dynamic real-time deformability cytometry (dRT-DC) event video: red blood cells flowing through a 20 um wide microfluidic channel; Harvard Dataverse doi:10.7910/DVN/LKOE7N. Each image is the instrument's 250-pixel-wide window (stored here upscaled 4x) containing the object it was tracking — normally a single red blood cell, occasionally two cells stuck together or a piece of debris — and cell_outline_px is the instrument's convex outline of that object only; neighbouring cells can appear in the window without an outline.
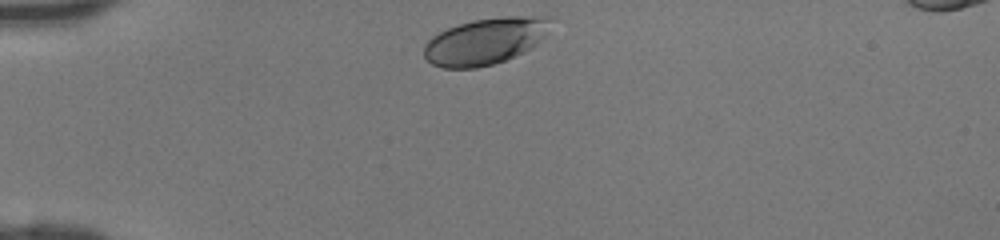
{"species": "human", "species_latin": "Homo sapiens", "temperature_condition": "room temperature", "stored_images_in_passage": 29, "camera_frame_rate_fps": 3000, "um_per_image_px": 0.085, "donor": {"sex": "female"}, "frame": {"image": 1, "passage_image": 1, "time_ms": 0.0, "image_size_px": [1000, 240], "cell_outline_px": [[556, 16], [544, 36], [532, 48], [524, 52], [504, 60], [492, 64], [476, 68], [444, 68], [432, 64], [424, 56], [424, 44], [432, 36], [448, 28], [472, 20], [504, 16]], "centroid_in_image_um": [41.28, 3.48], "position_along_channel_um": 43.7, "area_um2": 34.45}}
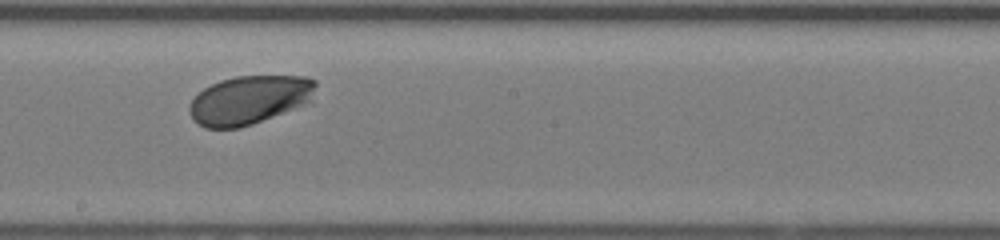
{"frame": {"image": 2, "passage_image": 16, "time_ms": 5.0, "image_size_px": [1000, 240], "cell_outline_px": [[316, 84], [308, 100], [304, 104], [252, 124], [240, 128], [204, 128], [192, 120], [188, 112], [188, 108], [192, 100], [204, 88], [220, 80], [236, 76], [308, 76], [316, 80]], "centroid_in_image_um": [21.13, 8.49], "position_along_channel_um": 227.1, "area_um2": 35.49}}
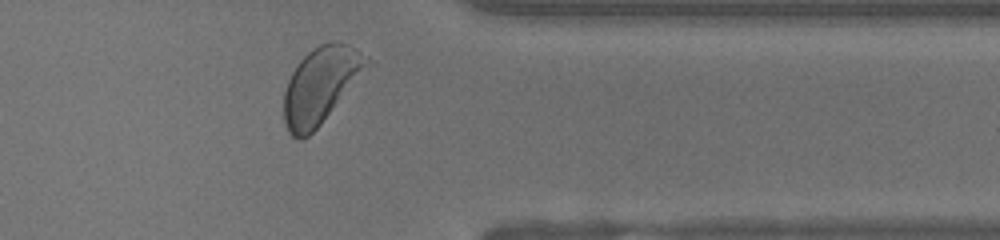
{"frame": {"image": 3, "passage_image": 27, "time_ms": 8.667, "image_size_px": [1000, 240], "cell_outline_px": [[372, 60], [320, 124], [304, 140], [296, 140], [288, 132], [284, 124], [284, 92], [288, 80], [296, 64], [312, 48], [320, 44], [332, 40], [336, 40], [348, 44], [356, 48], [368, 56]], "centroid_in_image_um": [27.21, 7.23], "position_along_channel_um": 384.2, "area_um2": 36.41}}